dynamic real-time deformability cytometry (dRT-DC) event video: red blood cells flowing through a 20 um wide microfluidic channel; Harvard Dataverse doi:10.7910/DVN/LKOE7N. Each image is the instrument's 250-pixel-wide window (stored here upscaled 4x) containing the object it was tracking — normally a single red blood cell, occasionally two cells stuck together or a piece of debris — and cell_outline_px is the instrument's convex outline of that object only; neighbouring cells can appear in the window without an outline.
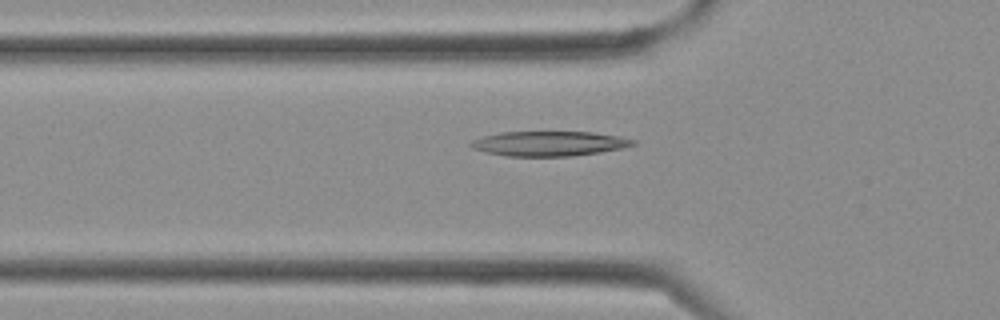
{"species": "Egyptian fruit bat (a non-hibernating species)", "species_latin": "Rousettus aegyptiacus", "temperature_condition": "cold", "stored_images_in_passage": 2, "camera_frame_rate_fps": 3000, "um_per_image_px": 0.085, "frame": {"image": 1, "passage_image": 2, "time_ms": 0.333, "image_size_px": [1000, 320], "cell_outline_px": [[636, 144], [624, 148], [600, 152], [572, 156], [508, 156], [484, 152], [472, 148], [468, 144], [472, 140], [484, 136], [500, 132], [592, 132], [620, 136], [636, 140]], "centroid_in_image_um": [46.69, 12.2], "position_along_channel_um": 79.1, "area_um2": 23.52}}